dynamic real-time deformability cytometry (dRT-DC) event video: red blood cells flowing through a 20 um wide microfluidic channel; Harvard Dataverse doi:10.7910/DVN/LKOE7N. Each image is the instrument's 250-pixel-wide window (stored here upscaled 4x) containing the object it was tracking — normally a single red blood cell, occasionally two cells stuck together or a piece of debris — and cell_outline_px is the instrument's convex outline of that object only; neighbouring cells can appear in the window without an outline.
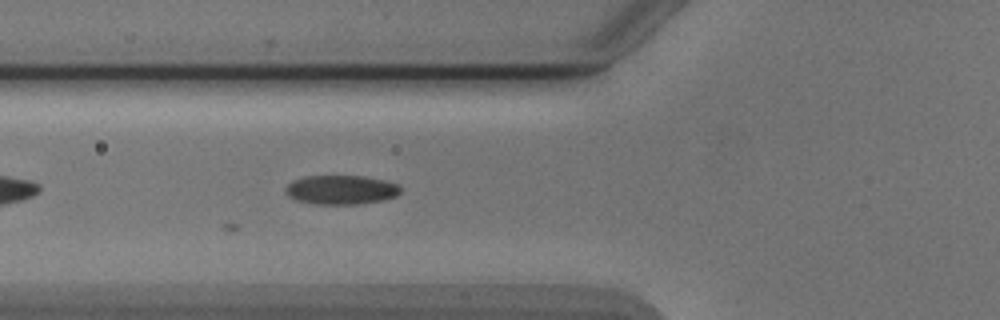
{"species": "Egyptian fruit bat (a non-hibernating species)", "species_latin": "Rousettus aegyptiacus", "temperature_condition": "cold", "stored_images_in_passage": 30, "camera_frame_rate_fps": 3000, "um_per_image_px": 0.085, "animal": {"sex": "male"}, "frame": {"image": 1, "passage_image": 8, "time_ms": 2.333, "image_size_px": [1000, 320], "cell_outline_px": [[400, 192], [396, 196], [384, 200], [360, 204], [316, 204], [296, 200], [288, 196], [284, 192], [284, 188], [292, 180], [304, 176], [364, 176], [384, 180], [396, 184], [400, 188]], "centroid_in_image_um": [28.95, 16.13], "position_along_channel_um": 96.8, "area_um2": 19.65}}
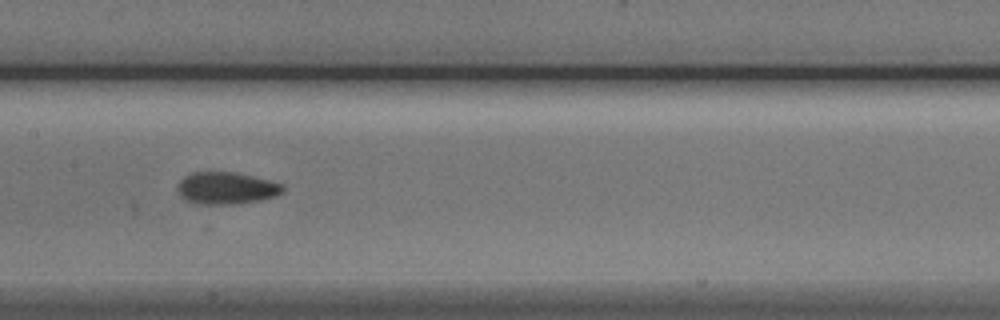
{"frame": {"image": 2, "passage_image": 15, "time_ms": 4.667, "image_size_px": [1000, 320], "cell_outline_px": [[284, 192], [276, 196], [260, 200], [240, 204], [196, 204], [184, 200], [180, 196], [176, 188], [180, 180], [184, 176], [192, 172], [232, 172], [252, 176], [284, 184]], "centroid_in_image_um": [19.22, 16.0], "position_along_channel_um": 188.2, "area_um2": 19.94}}
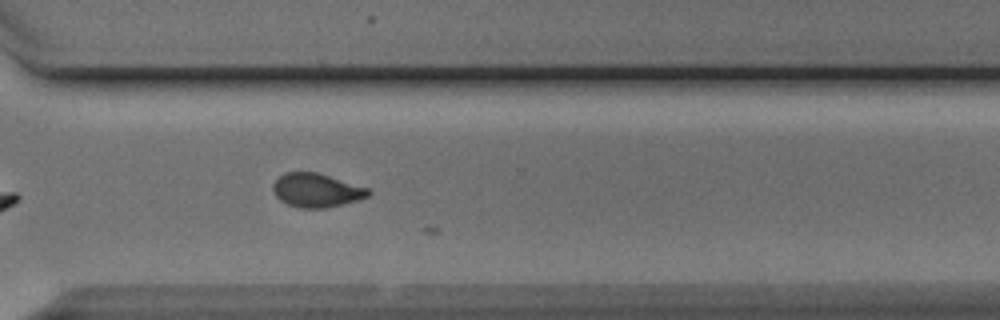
{"frame": {"image": 3, "passage_image": 27, "time_ms": 8.667, "image_size_px": [1000, 320], "cell_outline_px": [[372, 192], [368, 196], [356, 200], [324, 208], [300, 208], [288, 204], [280, 200], [276, 196], [272, 188], [272, 184], [284, 172], [316, 172], [368, 188]], "centroid_in_image_um": [26.87, 16.17], "position_along_channel_um": 343.7, "area_um2": 18.5}}